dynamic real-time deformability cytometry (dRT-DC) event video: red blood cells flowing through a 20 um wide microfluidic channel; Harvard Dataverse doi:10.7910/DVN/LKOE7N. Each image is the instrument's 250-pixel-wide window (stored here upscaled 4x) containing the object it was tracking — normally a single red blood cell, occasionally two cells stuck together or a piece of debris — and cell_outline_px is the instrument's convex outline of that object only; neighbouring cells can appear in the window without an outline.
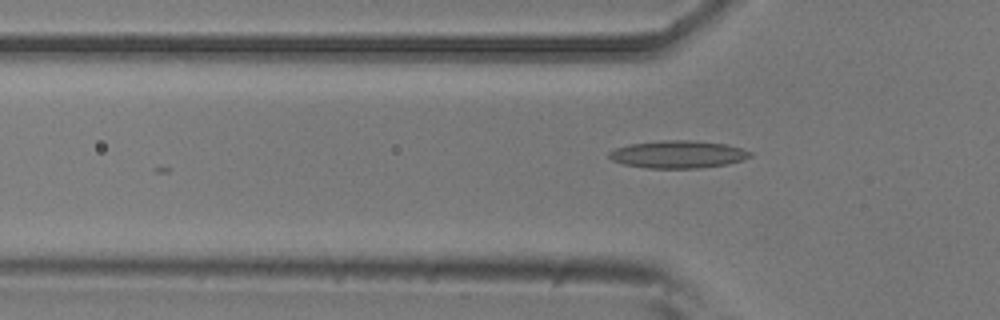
{"species": "common noctule bat (a hibernating species)", "species_latin": "Nyctalus noctula", "temperature_condition": "room temperature", "stored_images_in_passage": 10, "camera_frame_rate_fps": 3000, "um_per_image_px": 0.085, "animal": {"sex": "male", "body_mass_g": 20.5, "forearm_length_mm": 52.5}, "frame": {"image": 1, "passage_image": 4, "time_ms": 3.667, "image_size_px": [1000, 320], "cell_outline_px": [[752, 156], [744, 160], [728, 164], [700, 168], [648, 168], [624, 164], [612, 160], [608, 156], [608, 152], [616, 148], [632, 144], [664, 140], [688, 140], [728, 144], [752, 152]], "centroid_in_image_um": [57.67, 13.12], "position_along_channel_um": 68.1, "area_um2": 22.6}}
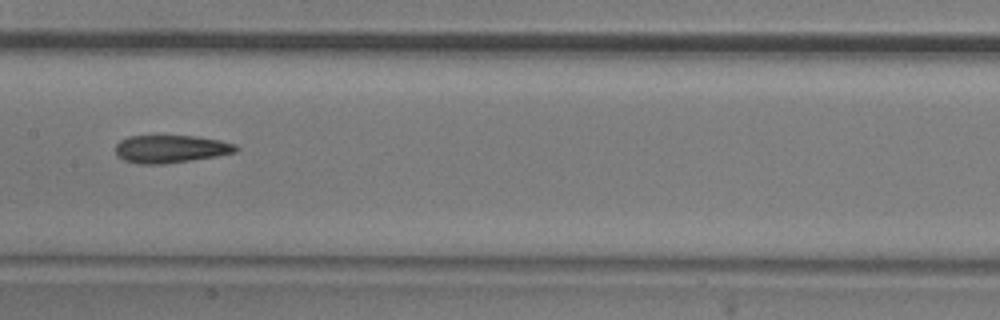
{"frame": {"image": 2, "passage_image": 7, "time_ms": 7.0, "image_size_px": [1000, 320], "cell_outline_px": [[240, 148], [236, 152], [216, 156], [192, 160], [164, 164], [140, 164], [124, 160], [116, 156], [116, 144], [120, 140], [128, 136], [196, 136], [220, 140], [236, 144]], "centroid_in_image_um": [14.52, 12.66], "position_along_channel_um": 192.9, "area_um2": 19.59}}
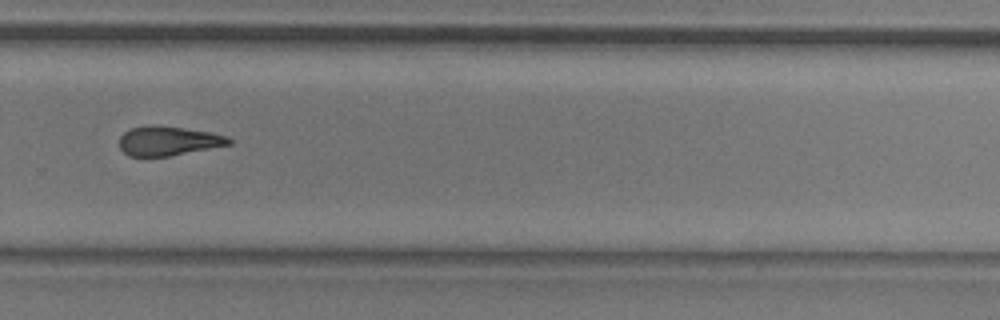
{"frame": {"image": 3, "passage_image": 10, "time_ms": 10.333, "image_size_px": [1000, 320], "cell_outline_px": [[232, 144], [168, 156], [128, 156], [120, 148], [120, 136], [124, 132], [132, 128], [148, 124], [160, 124], [208, 132], [224, 136], [232, 140]], "centroid_in_image_um": [14.26, 11.96], "position_along_channel_um": 315.5, "area_um2": 18.67}}